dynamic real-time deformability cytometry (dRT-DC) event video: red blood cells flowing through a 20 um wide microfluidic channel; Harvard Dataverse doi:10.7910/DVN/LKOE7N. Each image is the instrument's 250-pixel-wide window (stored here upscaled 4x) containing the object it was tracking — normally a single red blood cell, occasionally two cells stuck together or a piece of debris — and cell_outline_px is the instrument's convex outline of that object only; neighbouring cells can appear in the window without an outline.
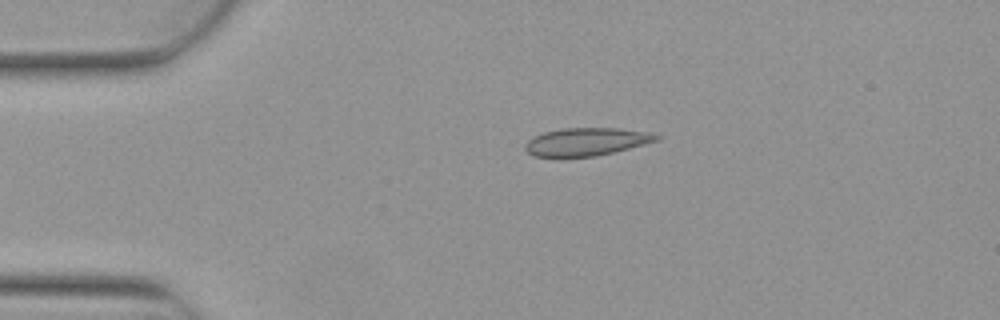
{"species": "Egyptian fruit bat (a non-hibernating species)", "species_latin": "Rousettus aegyptiacus", "temperature_condition": "warm", "stored_images_in_passage": 4, "camera_frame_rate_fps": 3000, "um_per_image_px": 0.085, "animal": {"sex": "female"}, "frame": {"image": 1, "passage_image": 3, "time_ms": 0.667, "image_size_px": [1000, 320], "cell_outline_px": [[664, 136], [660, 140], [596, 156], [532, 156], [524, 148], [524, 144], [528, 140], [544, 132], [564, 128], [620, 128], [644, 132]], "centroid_in_image_um": [49.85, 12.04], "position_along_channel_um": 35.1, "area_um2": 21.04}}